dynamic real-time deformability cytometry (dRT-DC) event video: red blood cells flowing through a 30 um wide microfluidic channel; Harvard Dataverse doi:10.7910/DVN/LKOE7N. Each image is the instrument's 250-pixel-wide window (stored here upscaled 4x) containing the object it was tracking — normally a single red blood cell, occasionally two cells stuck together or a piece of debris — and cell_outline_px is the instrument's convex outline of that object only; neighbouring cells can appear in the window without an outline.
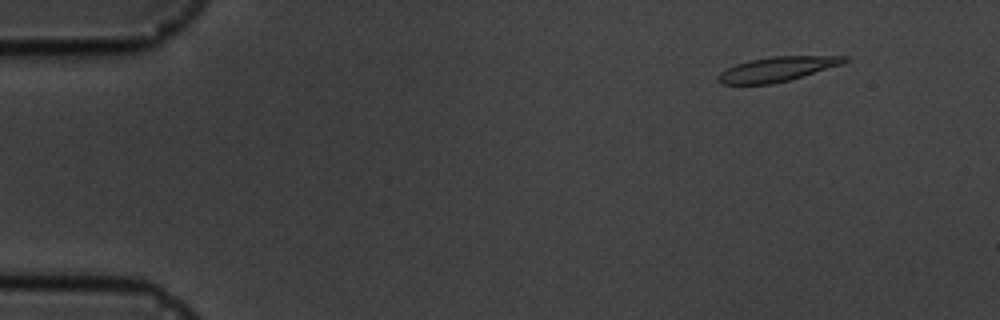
{"species": "common noctule bat (a hibernating species)", "species_latin": "Nyctalus noctula", "temperature_condition": "cold", "stored_images_in_passage": 4, "camera_frame_rate_fps": 3000, "um_per_image_px": 0.085, "animal": {"sex": "male", "body_mass_g": 19.5, "forearm_length_mm": 54.6}, "frame": {"image": 1, "passage_image": 1, "time_ms": 0.0, "image_size_px": [1000, 320], "cell_outline_px": [[848, 60], [844, 64], [788, 80], [772, 84], [724, 84], [716, 80], [716, 76], [720, 72], [736, 64], [752, 60], [772, 56], [848, 56]], "centroid_in_image_um": [66.06, 5.87], "position_along_channel_um": 18.9, "area_um2": 17.98}}
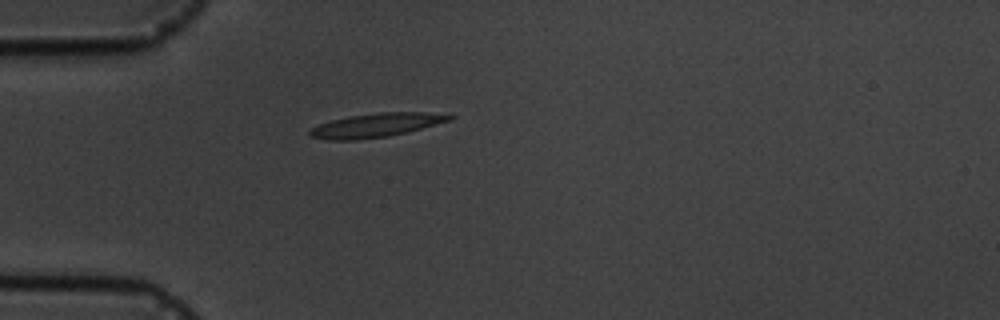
{"frame": {"image": 2, "passage_image": 4, "time_ms": 3.333, "image_size_px": [1000, 320], "cell_outline_px": [[456, 116], [452, 120], [408, 132], [388, 136], [356, 140], [328, 140], [312, 136], [308, 132], [312, 128], [320, 124], [332, 120], [348, 116], [380, 112], [424, 112]], "centroid_in_image_um": [32.0, 10.64], "position_along_channel_um": 53.0, "area_um2": 19.31}}